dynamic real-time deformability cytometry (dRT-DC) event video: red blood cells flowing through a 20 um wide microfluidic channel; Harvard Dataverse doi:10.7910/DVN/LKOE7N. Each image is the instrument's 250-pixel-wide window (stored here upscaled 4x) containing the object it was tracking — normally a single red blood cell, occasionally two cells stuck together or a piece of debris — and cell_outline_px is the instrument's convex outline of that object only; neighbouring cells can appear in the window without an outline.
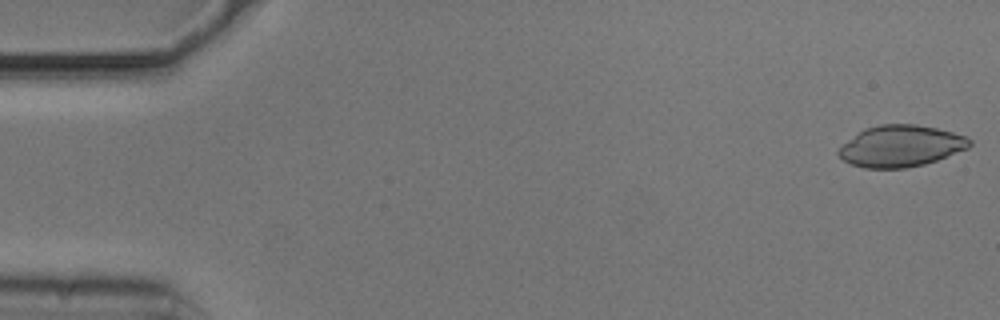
{"species": "common noctule bat (a hibernating species)", "species_latin": "Nyctalus noctula", "temperature_condition": "cold", "stored_images_in_passage": 53, "camera_frame_rate_fps": 3000, "um_per_image_px": 0.085, "animal": {"sex": "male", "body_mass_g": 20.5, "forearm_length_mm": 52.5}, "frame": {"image": 1, "passage_image": 1, "time_ms": 0.0, "image_size_px": [1000, 320], "cell_outline_px": [[972, 144], [968, 148], [936, 160], [924, 164], [904, 168], [864, 168], [852, 164], [844, 160], [836, 152], [848, 140], [864, 128], [880, 124], [916, 124], [936, 128], [952, 132], [964, 136], [972, 140]], "centroid_in_image_um": [76.57, 12.41], "position_along_channel_um": 8.4, "area_um2": 31.39}}